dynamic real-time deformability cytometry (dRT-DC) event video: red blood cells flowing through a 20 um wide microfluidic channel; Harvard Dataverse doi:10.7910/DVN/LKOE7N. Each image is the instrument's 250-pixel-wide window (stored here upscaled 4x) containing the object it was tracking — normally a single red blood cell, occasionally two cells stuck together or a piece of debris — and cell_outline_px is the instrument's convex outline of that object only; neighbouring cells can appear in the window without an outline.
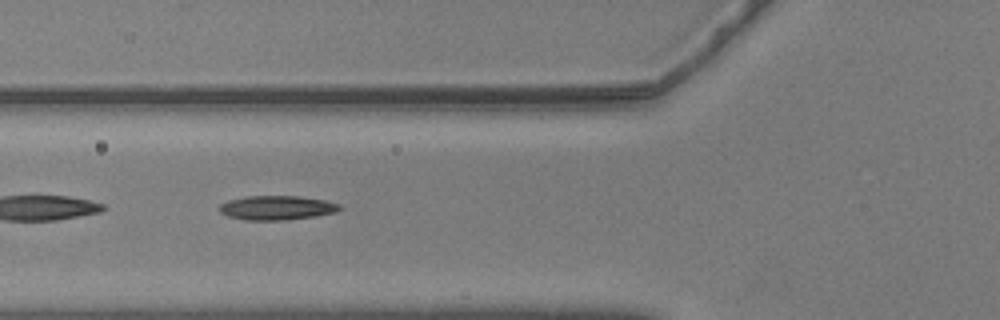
{"species": "common noctule bat (a hibernating species)", "species_latin": "Nyctalus noctula", "temperature_condition": "warm", "stored_images_in_passage": 49, "segment_of_instrument_passage": [2, 2], "camera_frame_rate_fps": 3000, "um_per_image_px": 0.085, "animal": {"sex": "male", "body_mass_g": 20.5, "forearm_length_mm": 52.5}, "frame": {"image": 1, "passage_image": 13, "time_ms": 4.0, "image_size_px": [1000, 320], "cell_outline_px": [[344, 208], [336, 212], [316, 216], [284, 220], [244, 220], [228, 216], [220, 212], [220, 204], [228, 200], [248, 196], [300, 196], [324, 200], [340, 204]], "centroid_in_image_um": [23.56, 17.66], "position_along_channel_um": 102.2, "area_um2": 17.05}}
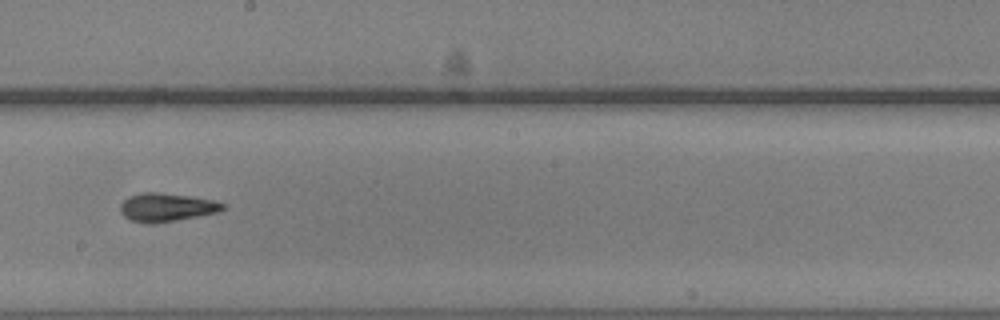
{"frame": {"image": 2, "passage_image": 24, "time_ms": 7.667, "image_size_px": [1000, 320], "cell_outline_px": [[224, 208], [220, 212], [176, 220], [152, 224], [132, 220], [124, 216], [120, 212], [120, 204], [128, 196], [140, 192], [160, 192], [188, 196], [212, 200], [224, 204]], "centroid_in_image_um": [14.12, 17.61], "position_along_channel_um": 234.1, "area_um2": 16.88}}
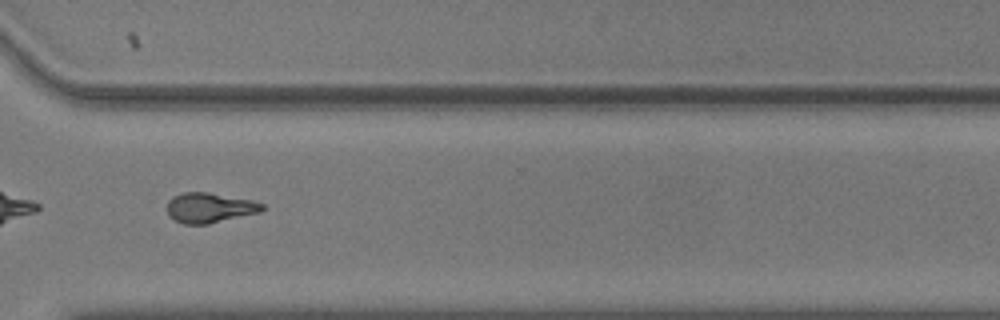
{"frame": {"image": 3, "passage_image": 34, "time_ms": 11.0, "image_size_px": [1000, 320], "cell_outline_px": [[264, 208], [260, 212], [208, 224], [184, 224], [168, 216], [168, 200], [172, 196], [184, 192], [208, 192], [252, 200], [264, 204]], "centroid_in_image_um": [17.81, 17.65], "position_along_channel_um": 352.8, "area_um2": 16.59}}